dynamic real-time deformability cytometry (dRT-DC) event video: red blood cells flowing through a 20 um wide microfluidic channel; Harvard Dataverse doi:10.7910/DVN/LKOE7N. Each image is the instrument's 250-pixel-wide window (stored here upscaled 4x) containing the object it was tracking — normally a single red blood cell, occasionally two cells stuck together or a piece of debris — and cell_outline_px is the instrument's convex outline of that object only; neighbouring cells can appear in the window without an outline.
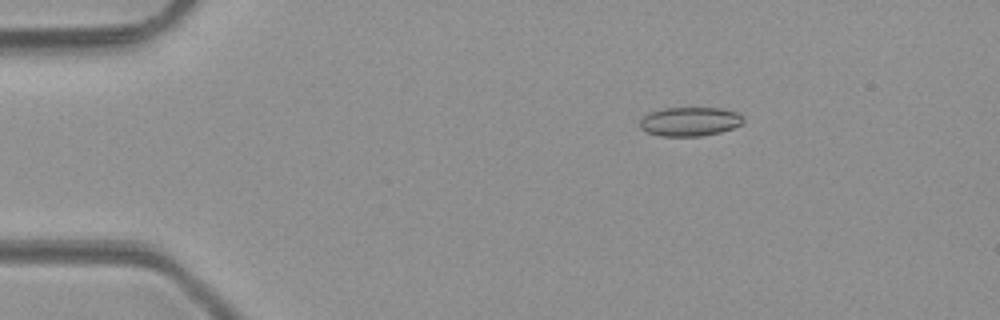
{"species": "common noctule bat (a hibernating species)", "species_latin": "Nyctalus noctula", "temperature_condition": "room temperature", "stored_images_in_passage": 3, "camera_frame_rate_fps": 3000, "um_per_image_px": 0.085, "animal": {"sex": "male", "body_mass_g": 23.1, "forearm_length_mm": 52.7}, "frame": {"image": 1, "passage_image": 1, "time_ms": 0.0, "image_size_px": [1000, 320], "cell_outline_px": [[744, 120], [740, 124], [732, 128], [720, 132], [700, 136], [660, 136], [648, 132], [640, 128], [640, 120], [648, 112], [660, 108], [720, 108], [740, 112], [744, 116]], "centroid_in_image_um": [58.64, 10.32], "position_along_channel_um": 26.4, "area_um2": 17.63}}
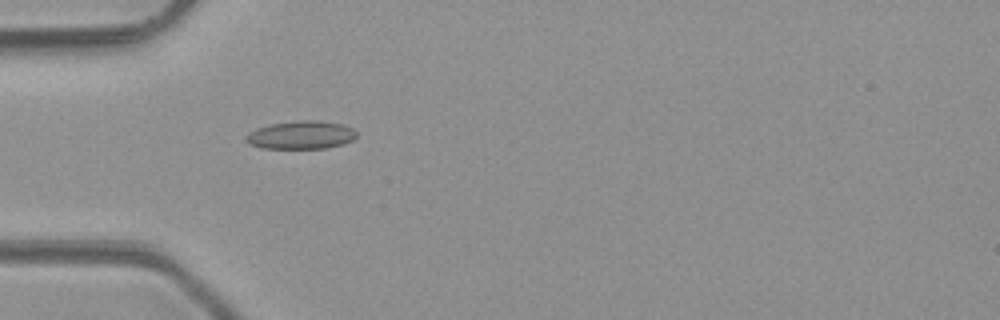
{"frame": {"image": 2, "passage_image": 3, "time_ms": 2.333, "image_size_px": [1000, 320], "cell_outline_px": [[356, 136], [352, 140], [344, 144], [324, 148], [264, 148], [248, 144], [244, 140], [244, 136], [248, 132], [256, 128], [272, 124], [300, 120], [316, 120], [340, 124], [352, 128], [356, 132]], "centroid_in_image_um": [25.54, 11.48], "position_along_channel_um": 59.5, "area_um2": 18.09}}